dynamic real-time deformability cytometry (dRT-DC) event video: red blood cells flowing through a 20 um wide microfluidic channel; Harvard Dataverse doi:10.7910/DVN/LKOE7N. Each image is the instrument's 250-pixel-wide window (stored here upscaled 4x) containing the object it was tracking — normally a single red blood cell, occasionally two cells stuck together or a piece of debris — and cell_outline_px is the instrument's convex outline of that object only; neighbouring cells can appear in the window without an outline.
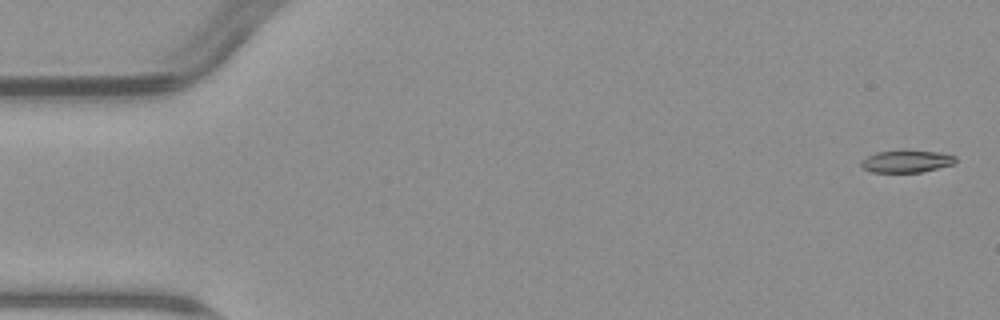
{"species": "common noctule bat (a hibernating species)", "species_latin": "Nyctalus noctula", "temperature_condition": "warm", "stored_images_in_passage": 5, "camera_frame_rate_fps": 3000, "um_per_image_px": 0.085, "animal": {"sex": "male", "body_mass_g": 23.1, "forearm_length_mm": 52.7}, "frame": {"image": 1, "passage_image": 1, "time_ms": 0.0, "image_size_px": [1000, 320], "cell_outline_px": [[956, 160], [952, 164], [920, 172], [872, 172], [864, 168], [860, 164], [860, 160], [876, 152], [936, 152], [956, 156]], "centroid_in_image_um": [77.01, 13.74], "position_along_channel_um": 8.0, "area_um2": 11.62}}